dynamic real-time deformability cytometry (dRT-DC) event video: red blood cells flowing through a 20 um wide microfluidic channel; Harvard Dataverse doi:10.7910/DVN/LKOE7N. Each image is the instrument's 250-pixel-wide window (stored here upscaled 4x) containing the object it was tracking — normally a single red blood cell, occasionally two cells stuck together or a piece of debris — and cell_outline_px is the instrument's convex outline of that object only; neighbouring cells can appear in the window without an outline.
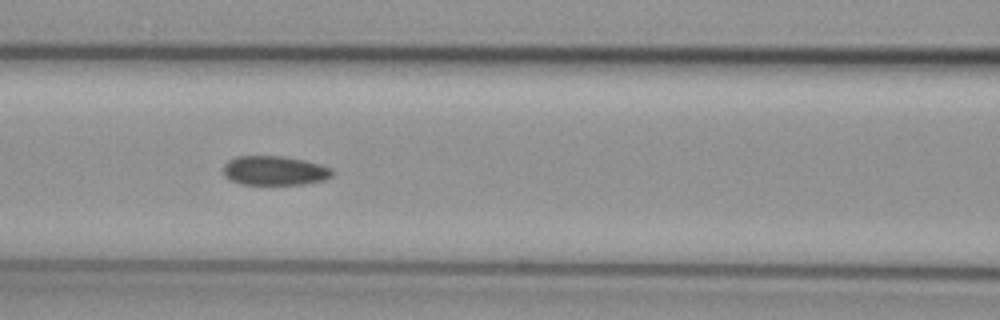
{"species": "common noctule bat (a hibernating species)", "species_latin": "Nyctalus noctula", "temperature_condition": "cold", "stored_images_in_passage": 11, "camera_frame_rate_fps": 3000, "um_per_image_px": 0.085, "animal": {"sex": "female", "body_mass_g": 29.2, "forearm_length_mm": 56.3}, "frame": {"image": 1, "passage_image": 7, "time_ms": 8.0, "image_size_px": [1000, 320], "cell_outline_px": [[336, 172], [332, 176], [324, 180], [304, 184], [240, 184], [232, 180], [224, 172], [224, 164], [228, 160], [236, 156], [284, 156], [304, 160], [320, 164], [332, 168]], "centroid_in_image_um": [23.4, 14.49], "position_along_channel_um": 143.2, "area_um2": 18.61}}